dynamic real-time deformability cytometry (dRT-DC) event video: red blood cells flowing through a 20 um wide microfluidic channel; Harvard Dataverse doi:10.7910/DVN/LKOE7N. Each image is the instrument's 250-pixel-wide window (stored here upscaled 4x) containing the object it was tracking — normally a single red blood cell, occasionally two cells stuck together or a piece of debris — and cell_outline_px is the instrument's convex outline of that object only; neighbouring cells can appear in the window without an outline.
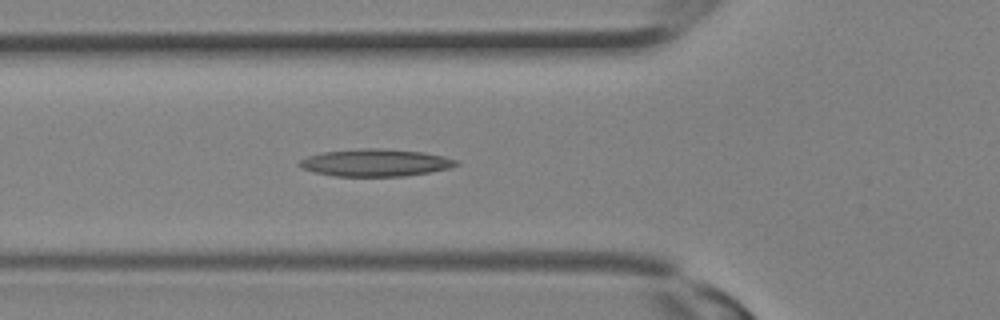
{"species": "Egyptian fruit bat (a non-hibernating species)", "species_latin": "Rousettus aegyptiacus", "temperature_condition": "room temperature", "stored_images_in_passage": 10, "camera_frame_rate_fps": 3000, "um_per_image_px": 0.085, "animal": {"sex": "female"}, "frame": {"image": 1, "passage_image": 6, "time_ms": 1.667, "image_size_px": [1000, 320], "cell_outline_px": [[460, 164], [452, 168], [404, 176], [336, 176], [316, 172], [300, 168], [296, 164], [300, 160], [308, 156], [324, 152], [360, 148], [380, 148], [424, 152], [444, 156], [456, 160]], "centroid_in_image_um": [31.92, 13.82], "position_along_channel_um": 93.9, "area_um2": 24.97}}
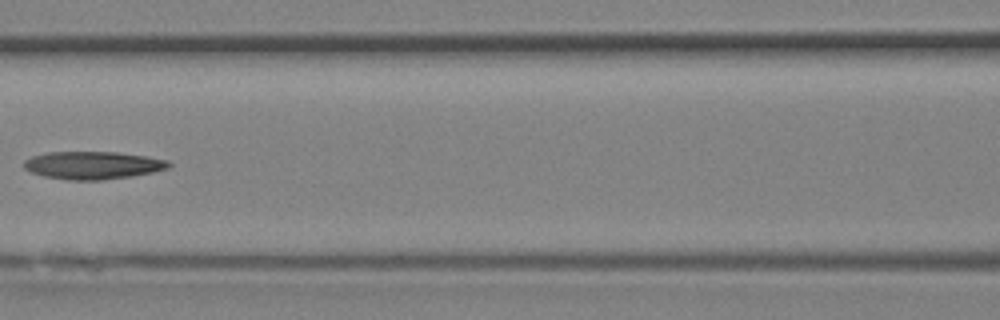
{"frame": {"image": 2, "passage_image": 9, "time_ms": 2.667, "image_size_px": [1000, 320], "cell_outline_px": [[172, 164], [168, 168], [152, 172], [132, 176], [100, 180], [68, 180], [44, 176], [32, 172], [24, 168], [24, 160], [32, 156], [48, 152], [116, 152], [148, 156], [168, 160]], "centroid_in_image_um": [7.91, 14.04], "position_along_channel_um": 158.7, "area_um2": 23.41}}